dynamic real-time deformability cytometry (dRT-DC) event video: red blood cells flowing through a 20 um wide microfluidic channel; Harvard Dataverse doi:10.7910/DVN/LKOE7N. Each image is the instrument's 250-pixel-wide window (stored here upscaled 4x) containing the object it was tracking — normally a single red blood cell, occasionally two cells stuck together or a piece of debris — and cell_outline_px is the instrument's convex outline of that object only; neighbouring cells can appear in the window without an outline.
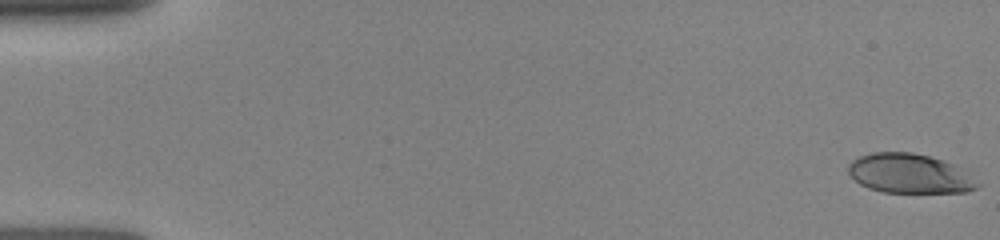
{"species": "human", "species_latin": "Homo sapiens", "temperature_condition": "room temperature", "stored_images_in_passage": 25, "camera_frame_rate_fps": 3000, "um_per_image_px": 0.085, "donor": {"sex": "female"}, "frame": {"image": 1, "passage_image": 1, "time_ms": 0.0, "image_size_px": [1000, 240], "cell_outline_px": [[980, 184], [976, 188], [964, 192], [884, 192], [868, 188], [860, 184], [848, 172], [848, 164], [852, 160], [860, 156], [872, 152], [912, 152], [944, 160], [952, 164]], "centroid_in_image_um": [77.25, 14.75], "position_along_channel_um": 7.8, "area_um2": 29.25}}
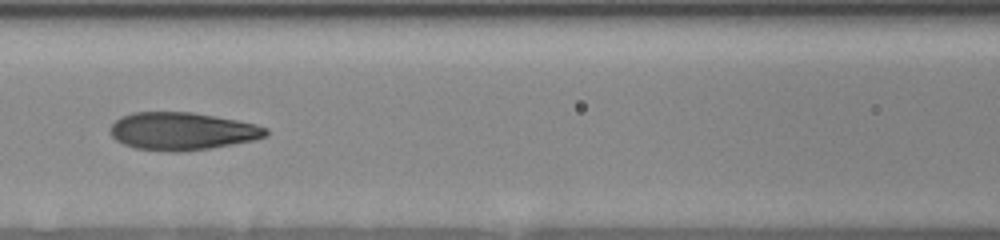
{"frame": {"image": 2, "passage_image": 15, "time_ms": 7.333, "image_size_px": [1000, 240], "cell_outline_px": [[268, 136], [256, 140], [208, 148], [180, 152], [168, 152], [136, 148], [124, 144], [116, 140], [108, 132], [108, 128], [120, 116], [132, 112], [192, 112], [236, 120], [256, 124], [268, 128]], "centroid_in_image_um": [15.46, 11.15], "position_along_channel_um": 151.1, "area_um2": 34.39}}
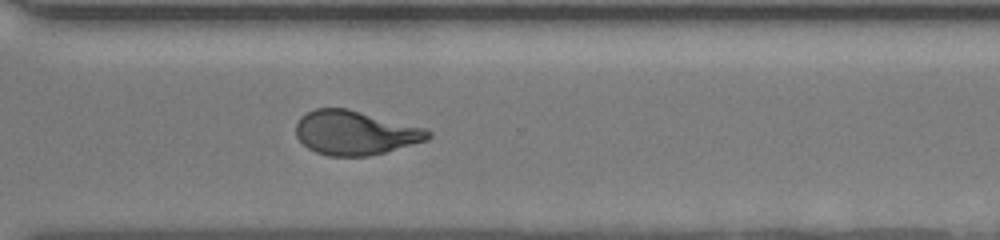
{"frame": {"image": 3, "passage_image": 25, "time_ms": 12.0, "image_size_px": [1000, 240], "cell_outline_px": [[432, 136], [428, 140], [384, 152], [368, 156], [328, 156], [316, 152], [308, 148], [296, 136], [296, 124], [300, 116], [316, 108], [348, 108], [428, 128], [432, 132]], "centroid_in_image_um": [30.22, 11.27], "position_along_channel_um": 340.4, "area_um2": 34.28}}